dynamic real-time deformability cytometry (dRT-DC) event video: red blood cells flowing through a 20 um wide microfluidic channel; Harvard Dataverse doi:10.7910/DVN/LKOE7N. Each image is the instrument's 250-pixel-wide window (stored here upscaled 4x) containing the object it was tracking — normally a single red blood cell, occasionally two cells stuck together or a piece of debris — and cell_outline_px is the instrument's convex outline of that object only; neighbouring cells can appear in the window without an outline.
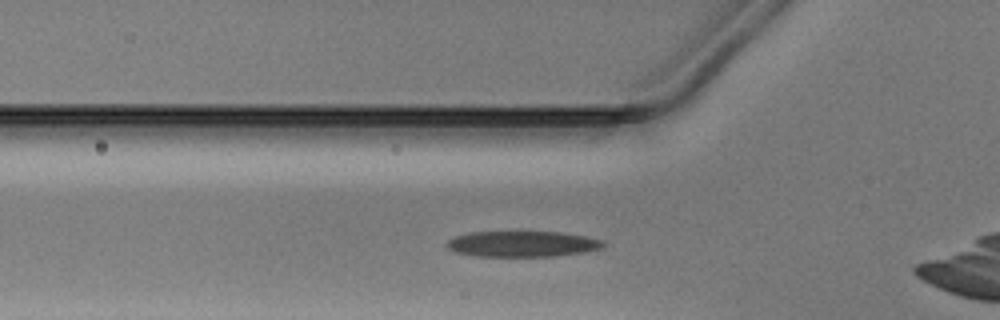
{"species": "Egyptian fruit bat (a non-hibernating species)", "species_latin": "Rousettus aegyptiacus", "temperature_condition": "warm", "stored_images_in_passage": 31, "camera_frame_rate_fps": 3000, "um_per_image_px": 0.085, "animal": {"sex": "male"}, "frame": {"image": 1, "passage_image": 8, "time_ms": 2.333, "image_size_px": [1000, 320], "cell_outline_px": [[608, 244], [604, 248], [584, 252], [556, 256], [472, 256], [456, 252], [448, 248], [444, 244], [448, 240], [456, 236], [468, 232], [560, 232], [584, 236], [604, 240]], "centroid_in_image_um": [44.43, 20.74], "position_along_channel_um": 81.4, "area_um2": 23.7}}
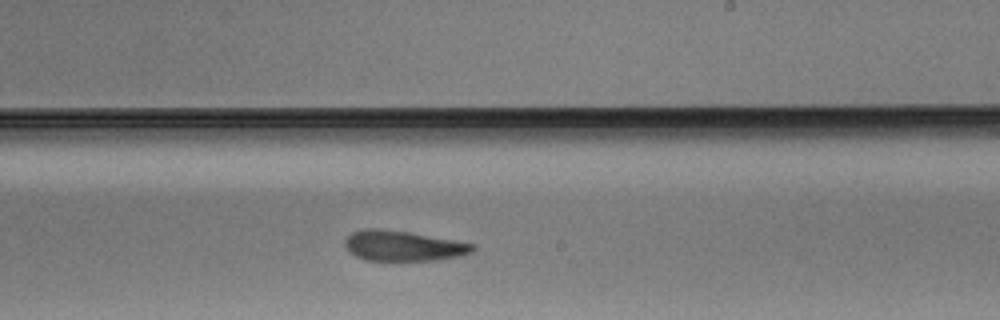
{"frame": {"image": 2, "passage_image": 21, "time_ms": 6.667, "image_size_px": [1000, 320], "cell_outline_px": [[476, 248], [472, 252], [460, 256], [436, 260], [400, 264], [392, 264], [364, 260], [348, 252], [344, 244], [344, 240], [352, 232], [364, 228], [376, 228], [408, 232], [456, 240], [476, 244]], "centroid_in_image_um": [34.24, 20.96], "position_along_channel_um": 254.8, "area_um2": 23.81}}
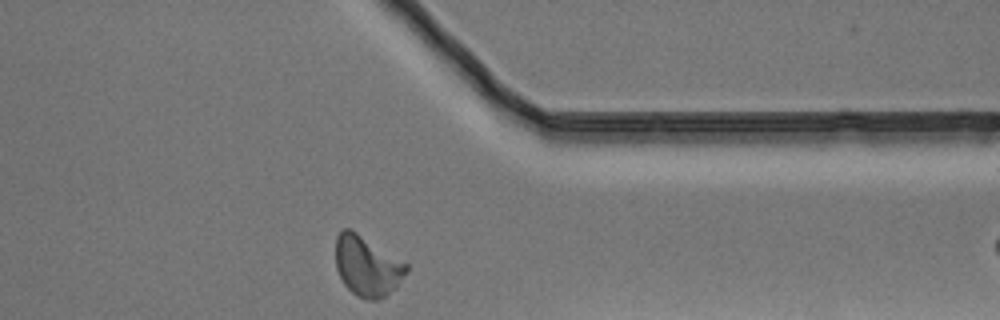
{"frame": {"image": 3, "passage_image": 31, "time_ms": 10.0, "image_size_px": [1000, 320], "cell_outline_px": [[408, 272], [384, 296], [376, 300], [368, 300], [356, 296], [344, 284], [336, 268], [336, 236], [344, 228], [348, 228], [356, 232], [408, 264]], "centroid_in_image_um": [31.18, 22.61], "position_along_channel_um": 380.2, "area_um2": 24.28}}